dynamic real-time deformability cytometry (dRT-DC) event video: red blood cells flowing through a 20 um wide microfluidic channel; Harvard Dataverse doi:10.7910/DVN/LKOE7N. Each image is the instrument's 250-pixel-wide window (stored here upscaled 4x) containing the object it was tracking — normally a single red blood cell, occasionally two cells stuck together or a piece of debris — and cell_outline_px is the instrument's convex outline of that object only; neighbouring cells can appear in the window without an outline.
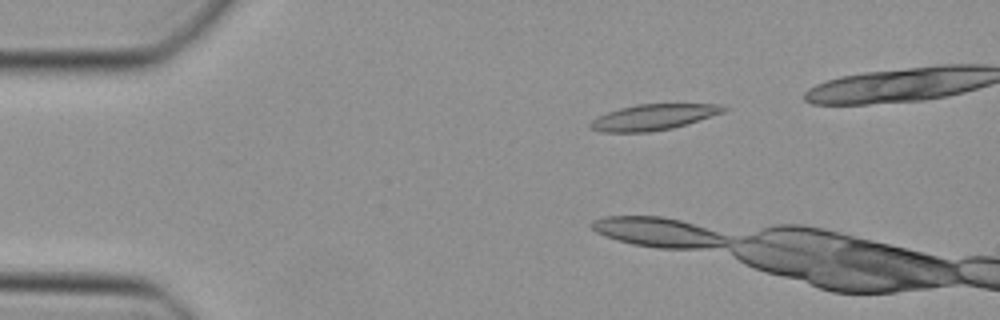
{"species": "Egyptian fruit bat (a non-hibernating species)", "species_latin": "Rousettus aegyptiacus", "temperature_condition": "cold", "stored_images_in_passage": 10, "camera_frame_rate_fps": 3000, "um_per_image_px": 0.085, "animal": {"sex": "female"}, "frame": {"image": 1, "passage_image": 7, "time_ms": 2.0, "image_size_px": [1000, 320], "cell_outline_px": [[728, 108], [724, 112], [672, 128], [648, 132], [600, 132], [592, 128], [588, 124], [596, 116], [620, 108], [636, 104], [720, 104]], "centroid_in_image_um": [55.51, 9.95], "position_along_channel_um": 29.5, "area_um2": 19.88}}